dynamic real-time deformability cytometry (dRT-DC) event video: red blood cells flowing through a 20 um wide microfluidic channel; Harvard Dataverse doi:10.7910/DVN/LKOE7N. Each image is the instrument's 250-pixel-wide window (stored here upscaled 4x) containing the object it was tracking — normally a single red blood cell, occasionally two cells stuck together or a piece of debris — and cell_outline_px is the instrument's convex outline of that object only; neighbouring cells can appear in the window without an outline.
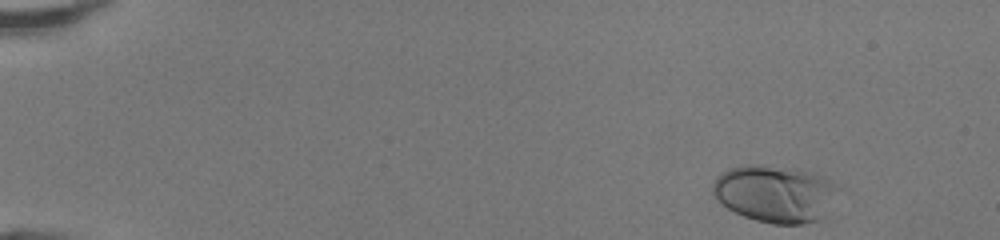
{"species": "human", "species_latin": "Homo sapiens", "temperature_condition": "room temperature", "stored_images_in_passage": 45, "camera_frame_rate_fps": 3000, "um_per_image_px": 0.085, "donor": {"sex": "female"}, "frame": {"image": 1, "passage_image": 1, "time_ms": 0.0, "image_size_px": [1000, 240], "cell_outline_px": [[840, 188], [824, 220], [804, 224], [772, 224], [756, 220], [744, 216], [728, 208], [712, 192], [712, 184], [716, 176], [732, 168], [744, 164], [760, 164], [792, 168], [812, 172], [824, 176], [832, 180]], "centroid_in_image_um": [65.95, 16.46], "position_along_channel_um": 19.0, "area_um2": 42.25}}
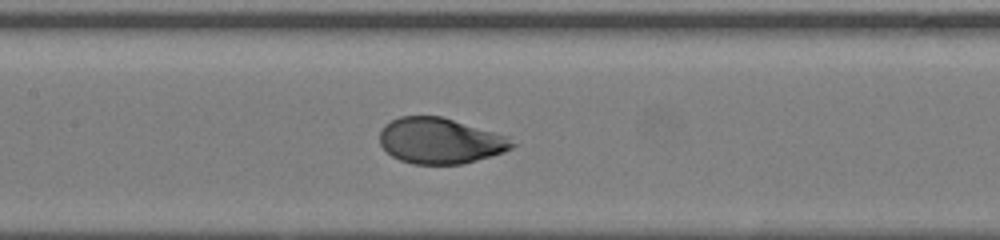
{"frame": {"image": 2, "passage_image": 21, "time_ms": 6.667, "image_size_px": [1000, 240], "cell_outline_px": [[516, 144], [512, 148], [504, 152], [492, 156], [464, 164], [412, 164], [400, 160], [392, 156], [380, 144], [380, 128], [384, 124], [400, 116], [440, 116], [508, 136]], "centroid_in_image_um": [37.41, 11.97], "position_along_channel_um": 170.0, "area_um2": 35.37}}
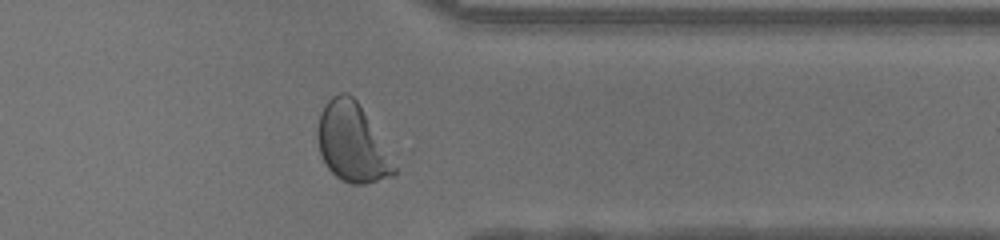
{"frame": {"image": 3, "passage_image": 36, "time_ms": 11.667, "image_size_px": [1000, 240], "cell_outline_px": [[396, 172], [392, 176], [364, 184], [352, 184], [336, 176], [324, 164], [316, 140], [316, 132], [320, 116], [324, 104], [332, 96], [340, 92], [348, 92], [356, 100], [396, 168]], "centroid_in_image_um": [29.85, 12.13], "position_along_channel_um": 381.5, "area_um2": 34.16}, "authors_computed_cell_mechanics": {"area_um2": 36.0094, "velocity_mm_per_s": 4.2839, "shape_relaxation_time_tau1_ms": 2.272, "shape_relaxation_time_tau2_ms": null, "deformation_change_tau1": 0.182, "deformation_change_tau2": null}}